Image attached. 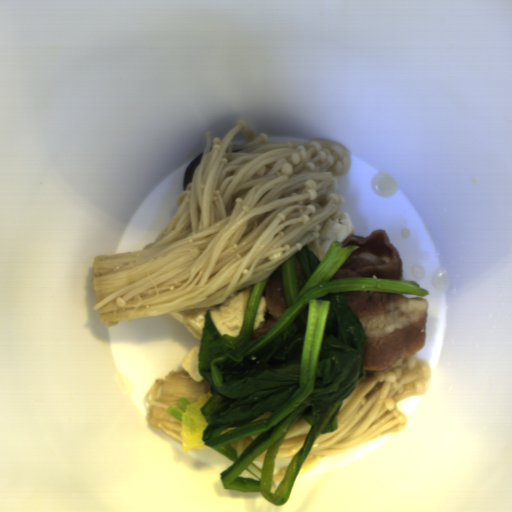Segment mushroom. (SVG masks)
I'll return each instance as SVG.
<instances>
[{
	"label": "mushroom",
	"mask_w": 512,
	"mask_h": 512,
	"mask_svg": "<svg viewBox=\"0 0 512 512\" xmlns=\"http://www.w3.org/2000/svg\"><path fill=\"white\" fill-rule=\"evenodd\" d=\"M203 153L199 154L191 163L190 165L187 167L186 171H185V175H184V182H183V188H184V191L186 190V188L189 186V184L192 182L193 180V176H194V173L198 167V165L200 164L201 160H202V157H203Z\"/></svg>",
	"instance_id": "1"
}]
</instances>
